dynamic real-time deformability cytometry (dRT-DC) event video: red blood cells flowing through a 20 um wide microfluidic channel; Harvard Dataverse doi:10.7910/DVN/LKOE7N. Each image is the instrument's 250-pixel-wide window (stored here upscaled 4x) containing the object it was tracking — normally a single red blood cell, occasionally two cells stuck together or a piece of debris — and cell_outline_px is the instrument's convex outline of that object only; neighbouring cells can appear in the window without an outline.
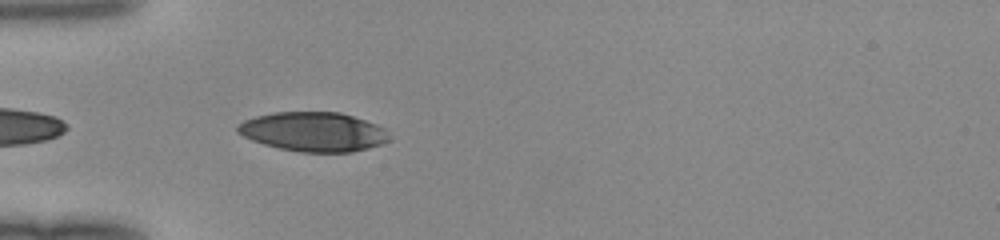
{"species": "human", "species_latin": "Homo sapiens", "temperature_condition": "room temperature", "stored_images_in_passage": 17, "camera_frame_rate_fps": 3000, "um_per_image_px": 0.085, "donor": {"sex": "female"}, "frame": {"image": 1, "passage_image": 2, "time_ms": 0.333, "image_size_px": [1000, 240], "cell_outline_px": [[392, 140], [368, 148], [352, 152], [300, 152], [280, 148], [264, 144], [252, 140], [236, 132], [236, 124], [244, 120], [256, 116], [272, 112], [340, 112], [376, 124], [384, 128]], "centroid_in_image_um": [26.63, 11.2], "position_along_channel_um": 58.4, "area_um2": 34.8}}
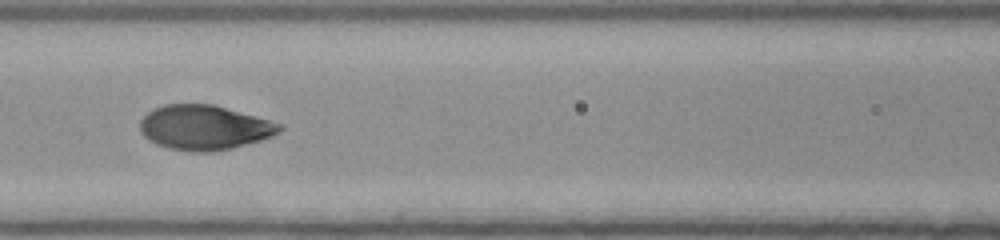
{"frame": {"image": 2, "passage_image": 9, "time_ms": 2.667, "image_size_px": [1000, 240], "cell_outline_px": [[284, 128], [280, 132], [272, 136], [260, 140], [212, 152], [192, 152], [168, 148], [156, 144], [148, 140], [140, 132], [140, 120], [152, 108], [164, 104], [212, 104], [256, 116], [284, 124]], "centroid_in_image_um": [17.35, 10.83], "position_along_channel_um": 149.2, "area_um2": 36.41}}
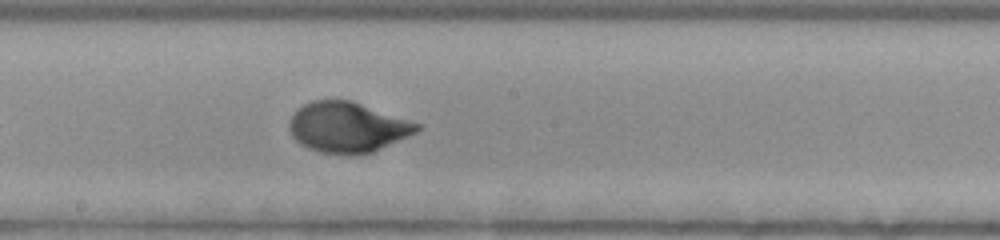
{"frame": {"image": 3, "passage_image": 14, "time_ms": 4.333, "image_size_px": [1000, 240], "cell_outline_px": [[424, 128], [408, 136], [372, 152], [352, 156], [348, 156], [320, 152], [308, 148], [300, 144], [292, 136], [288, 128], [288, 124], [296, 108], [312, 100], [352, 100], [424, 124]], "centroid_in_image_um": [29.56, 10.81], "position_along_channel_um": 218.6, "area_um2": 38.09}}